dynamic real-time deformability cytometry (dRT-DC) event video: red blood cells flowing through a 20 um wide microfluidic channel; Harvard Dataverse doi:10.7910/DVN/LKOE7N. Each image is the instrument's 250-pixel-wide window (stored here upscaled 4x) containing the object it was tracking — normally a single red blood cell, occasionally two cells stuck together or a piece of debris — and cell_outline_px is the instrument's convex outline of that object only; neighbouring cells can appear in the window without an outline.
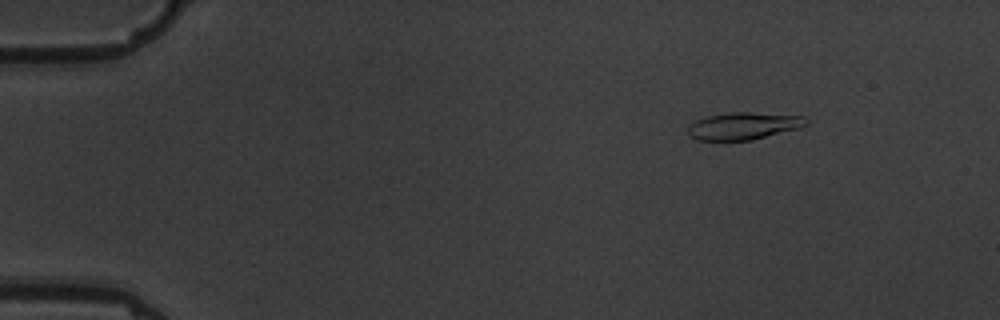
{"species": "common noctule bat (a hibernating species)", "species_latin": "Nyctalus noctula", "temperature_condition": "warm", "stored_images_in_passage": 5, "camera_frame_rate_fps": 3000, "um_per_image_px": 0.085, "animal": {"sex": "male", "body_mass_g": 19.5, "forearm_length_mm": 54.6}, "frame": {"image": 1, "passage_image": 1, "time_ms": 0.0, "image_size_px": [1000, 320], "cell_outline_px": [[808, 124], [800, 128], [752, 140], [696, 140], [688, 136], [688, 128], [696, 120], [708, 116], [732, 112], [748, 112], [804, 116], [808, 120]], "centroid_in_image_um": [63.22, 10.71], "position_along_channel_um": 21.8, "area_um2": 18.73}}
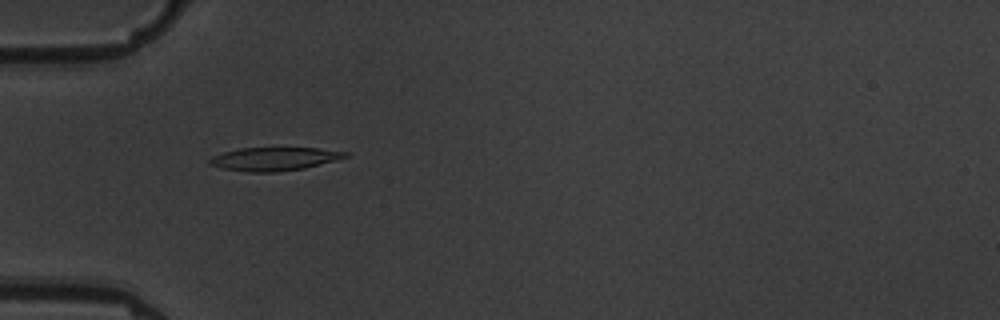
{"frame": {"image": 2, "passage_image": 4, "time_ms": 3.667, "image_size_px": [1000, 320], "cell_outline_px": [[348, 156], [336, 160], [304, 168], [276, 172], [248, 172], [224, 168], [208, 164], [208, 160], [212, 156], [224, 152], [240, 148], [316, 148], [348, 152]], "centroid_in_image_um": [23.29, 13.51], "position_along_channel_um": 61.7, "area_um2": 18.26}}
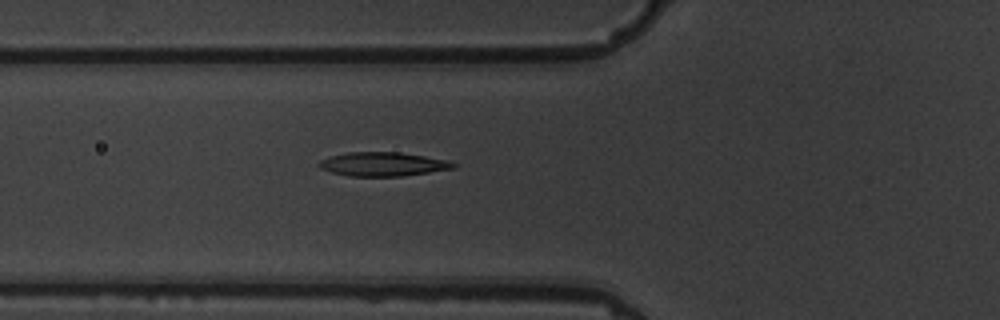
{"frame": {"image": 3, "passage_image": 5, "time_ms": 4.667, "image_size_px": [1000, 320], "cell_outline_px": [[456, 164], [452, 168], [404, 176], [348, 176], [332, 172], [320, 168], [316, 164], [320, 160], [328, 156], [348, 152], [400, 152], [448, 160]], "centroid_in_image_um": [32.48, 13.94], "position_along_channel_um": 93.3, "area_um2": 18.67}}